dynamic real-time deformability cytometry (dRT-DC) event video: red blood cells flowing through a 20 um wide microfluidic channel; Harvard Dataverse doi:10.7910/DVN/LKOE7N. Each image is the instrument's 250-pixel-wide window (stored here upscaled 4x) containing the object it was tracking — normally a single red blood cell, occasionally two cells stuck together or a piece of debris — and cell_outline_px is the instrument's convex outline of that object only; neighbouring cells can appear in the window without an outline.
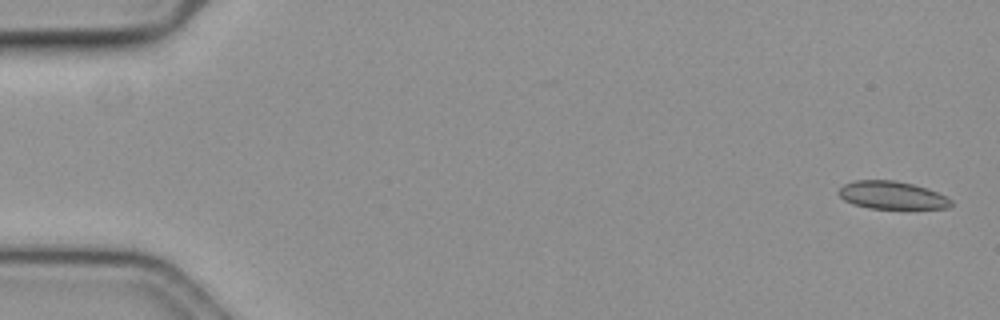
{"species": "common noctule bat (a hibernating species)", "species_latin": "Nyctalus noctula", "temperature_condition": "cold", "stored_images_in_passage": 14, "camera_frame_rate_fps": 3000, "um_per_image_px": 0.085, "animal": {"sex": "female", "body_mass_g": 19.3, "forearm_length_mm": 54.1}, "frame": {"image": 1, "passage_image": 1, "time_ms": 0.0, "image_size_px": [1000, 320], "cell_outline_px": [[952, 204], [948, 208], [868, 208], [852, 204], [844, 200], [840, 196], [840, 188], [844, 184], [856, 180], [896, 180], [912, 184], [936, 192], [952, 200]], "centroid_in_image_um": [75.79, 16.59], "position_along_channel_um": 9.2, "area_um2": 17.92}}